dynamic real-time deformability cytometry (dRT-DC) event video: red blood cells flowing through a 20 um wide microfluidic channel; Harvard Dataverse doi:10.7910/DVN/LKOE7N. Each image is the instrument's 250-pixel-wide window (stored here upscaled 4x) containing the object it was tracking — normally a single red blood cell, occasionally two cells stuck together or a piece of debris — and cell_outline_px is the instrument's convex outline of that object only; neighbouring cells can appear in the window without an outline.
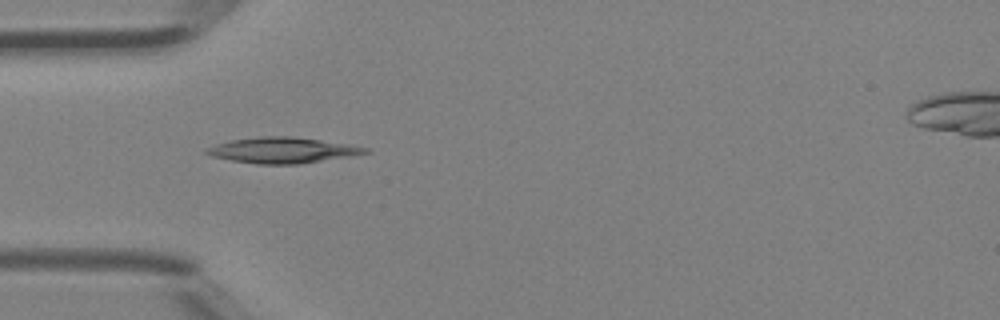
{"species": "Egyptian fruit bat (a non-hibernating species)", "species_latin": "Rousettus aegyptiacus", "temperature_condition": "room temperature", "stored_images_in_passage": 5, "camera_frame_rate_fps": 3000, "um_per_image_px": 0.085, "animal": {"sex": "female"}, "frame": {"image": 1, "passage_image": 4, "time_ms": 1.0, "image_size_px": [1000, 320], "cell_outline_px": [[372, 152], [300, 164], [256, 164], [232, 160], [212, 156], [204, 152], [204, 148], [216, 144], [232, 140], [260, 136], [292, 136], [348, 144], [368, 148]], "centroid_in_image_um": [23.99, 12.77], "position_along_channel_um": 61.0, "area_um2": 23.64}}
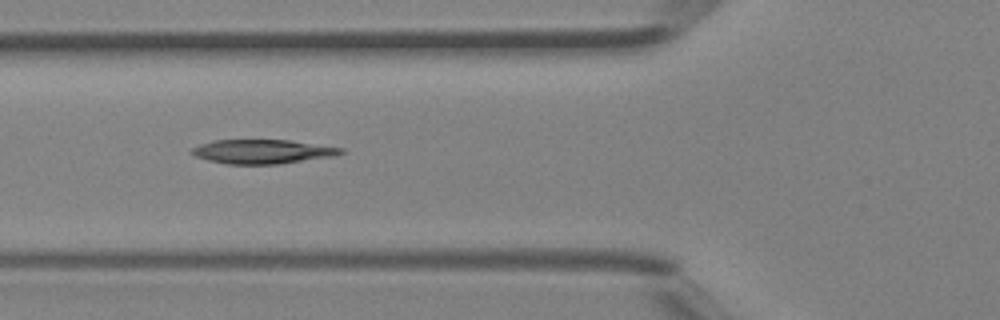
{"frame": {"image": 2, "passage_image": 5, "time_ms": 1.333, "image_size_px": [1000, 320], "cell_outline_px": [[344, 152], [332, 156], [276, 164], [228, 164], [208, 160], [192, 156], [188, 152], [192, 148], [200, 144], [212, 140], [288, 140], [344, 148]], "centroid_in_image_um": [22.22, 12.88], "position_along_channel_um": 103.6, "area_um2": 20.87}}